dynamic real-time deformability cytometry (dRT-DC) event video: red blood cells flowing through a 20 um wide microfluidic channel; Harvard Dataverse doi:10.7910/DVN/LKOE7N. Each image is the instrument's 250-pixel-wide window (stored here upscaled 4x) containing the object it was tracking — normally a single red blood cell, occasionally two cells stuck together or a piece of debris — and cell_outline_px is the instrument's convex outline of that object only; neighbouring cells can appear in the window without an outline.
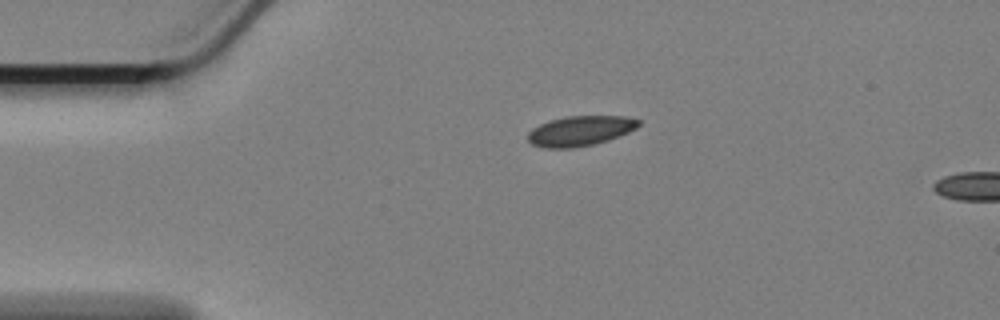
{"species": "Egyptian fruit bat (a non-hibernating species)", "species_latin": "Rousettus aegyptiacus", "temperature_condition": "cold", "stored_images_in_passage": 4, "camera_frame_rate_fps": 3000, "um_per_image_px": 0.085, "animal": {"sex": "female"}, "frame": {"image": 1, "passage_image": 1, "time_ms": 0.0, "image_size_px": [1000, 320], "cell_outline_px": [[640, 124], [636, 128], [628, 132], [608, 140], [592, 144], [572, 148], [544, 148], [532, 144], [528, 140], [528, 132], [532, 128], [540, 124], [564, 116], [628, 116], [640, 120]], "centroid_in_image_um": [49.31, 11.12], "position_along_channel_um": 35.7, "area_um2": 19.31}}